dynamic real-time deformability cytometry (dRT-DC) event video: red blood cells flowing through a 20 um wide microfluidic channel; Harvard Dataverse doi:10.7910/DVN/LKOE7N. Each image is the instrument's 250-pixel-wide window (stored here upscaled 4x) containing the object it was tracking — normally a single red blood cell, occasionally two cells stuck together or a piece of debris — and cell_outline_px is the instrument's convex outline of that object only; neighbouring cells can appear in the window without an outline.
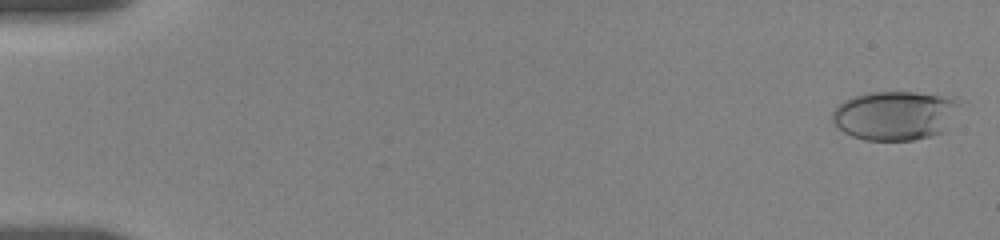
{"species": "human", "species_latin": "Homo sapiens", "temperature_condition": "room temperature", "stored_images_in_passage": 56, "camera_frame_rate_fps": 3000, "um_per_image_px": 0.085, "donor": {"sex": "female"}, "frame": {"image": 1, "passage_image": 1, "time_ms": 0.0, "image_size_px": [1000, 240], "cell_outline_px": [[960, 104], [944, 132], [932, 136], [912, 140], [864, 140], [852, 136], [844, 132], [832, 120], [832, 112], [844, 100], [852, 96], [868, 92], [916, 92], [940, 96], [956, 100]], "centroid_in_image_um": [76.04, 9.82], "position_along_channel_um": 9.0, "area_um2": 36.18}}
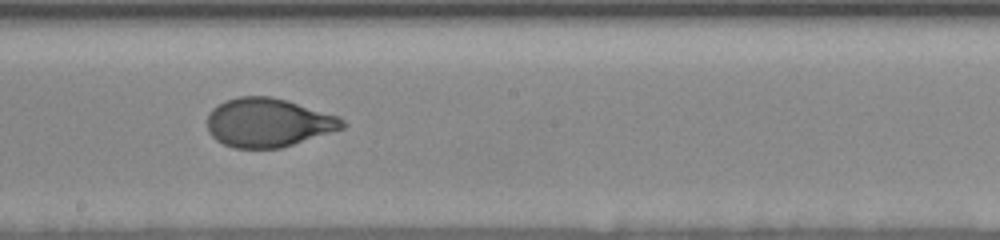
{"frame": {"image": 2, "passage_image": 32, "time_ms": 10.333, "image_size_px": [1000, 240], "cell_outline_px": [[348, 124], [344, 128], [280, 148], [232, 148], [216, 140], [208, 132], [208, 112], [212, 108], [228, 100], [240, 96], [272, 96], [288, 100], [340, 116]], "centroid_in_image_um": [22.82, 10.41], "position_along_channel_um": 225.4, "area_um2": 38.55}}
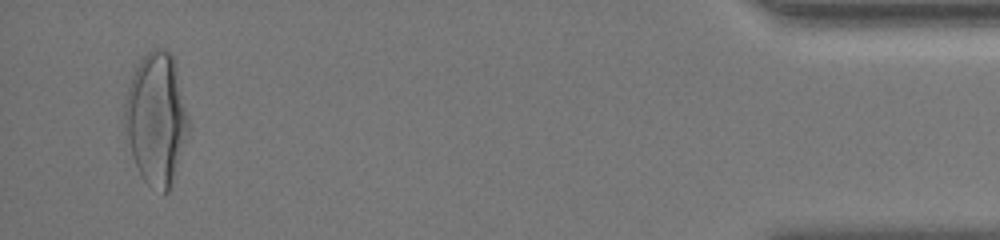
{"frame": {"image": 3, "passage_image": 54, "time_ms": 17.667, "image_size_px": [1000, 240], "cell_outline_px": [[188, 132], [168, 192], [164, 196], [148, 184], [144, 180], [132, 156], [124, 124], [124, 104], [128, 88], [132, 76], [140, 60], [152, 48], [164, 48], [172, 56], [176, 64], [188, 116]], "centroid_in_image_um": [13.28, 10.07], "position_along_channel_um": 421.9, "area_um2": 48.44}, "authors_computed_cell_mechanics": {"area_um2": 38.5237, "velocity_mm_per_s": 3.6149, "shape_relaxation_time_tau1_ms": 4.258, "shape_relaxation_time_tau2_ms": null, "deformation_change_tau1": 0.1938, "deformation_change_tau2": null}}